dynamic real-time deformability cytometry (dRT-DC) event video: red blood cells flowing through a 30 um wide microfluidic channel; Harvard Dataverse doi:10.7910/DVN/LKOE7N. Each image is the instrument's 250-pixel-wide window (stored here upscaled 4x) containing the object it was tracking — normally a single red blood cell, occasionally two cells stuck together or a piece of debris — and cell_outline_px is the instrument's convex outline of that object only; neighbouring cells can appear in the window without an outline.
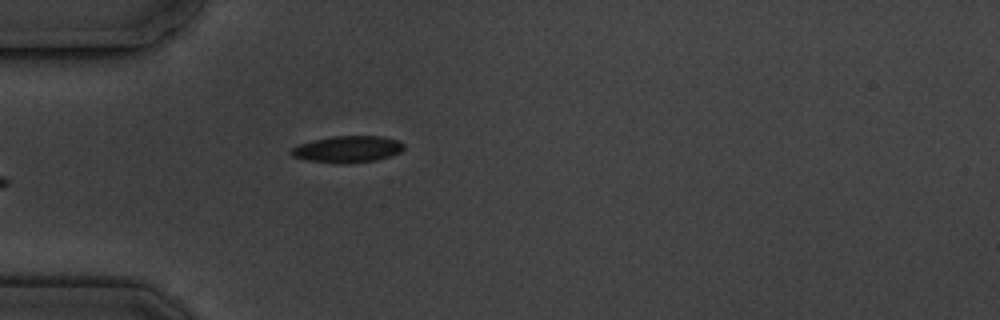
{"species": "common noctule bat (a hibernating species)", "species_latin": "Nyctalus noctula", "temperature_condition": "cold", "stored_images_in_passage": 5, "camera_frame_rate_fps": 3000, "um_per_image_px": 0.085, "animal": {"sex": "male", "body_mass_g": 19.5, "forearm_length_mm": 54.6}, "frame": {"image": 1, "passage_image": 5, "time_ms": 4.667, "image_size_px": [1000, 320], "cell_outline_px": [[404, 148], [400, 152], [392, 156], [376, 160], [348, 164], [332, 164], [304, 160], [292, 156], [288, 152], [292, 148], [300, 144], [312, 140], [332, 136], [380, 136], [400, 140], [404, 144]], "centroid_in_image_um": [29.53, 12.7], "position_along_channel_um": 55.5, "area_um2": 17.92}}